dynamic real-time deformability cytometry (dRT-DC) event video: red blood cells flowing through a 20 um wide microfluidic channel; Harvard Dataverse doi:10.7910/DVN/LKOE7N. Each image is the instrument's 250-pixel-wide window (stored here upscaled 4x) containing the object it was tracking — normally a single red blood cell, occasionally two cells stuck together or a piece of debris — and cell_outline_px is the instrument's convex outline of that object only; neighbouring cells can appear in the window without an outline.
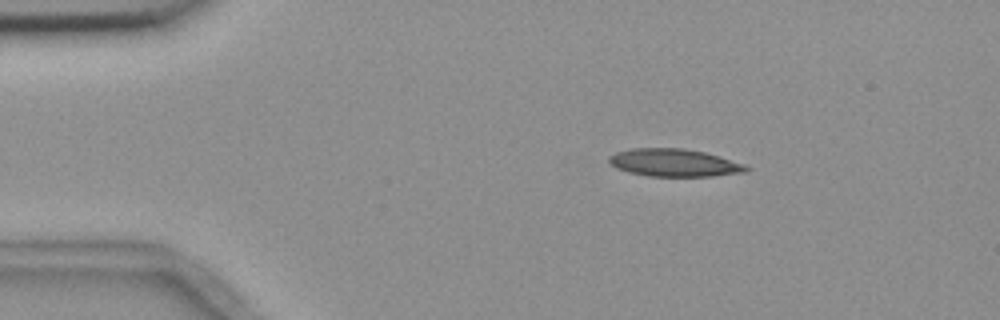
{"species": "common noctule bat (a hibernating species)", "species_latin": "Nyctalus noctula", "temperature_condition": "room temperature", "stored_images_in_passage": 4, "camera_frame_rate_fps": 3000, "um_per_image_px": 0.085, "animal": {"sex": "female", "body_mass_g": 18.4}, "frame": {"image": 1, "passage_image": 2, "time_ms": 1.0, "image_size_px": [1000, 320], "cell_outline_px": [[752, 168], [748, 172], [712, 176], [648, 176], [628, 172], [616, 168], [608, 160], [608, 156], [616, 152], [632, 148], [684, 148], [704, 152], [720, 156], [744, 164]], "centroid_in_image_um": [57.33, 13.83], "position_along_channel_um": 27.7, "area_um2": 22.25}}
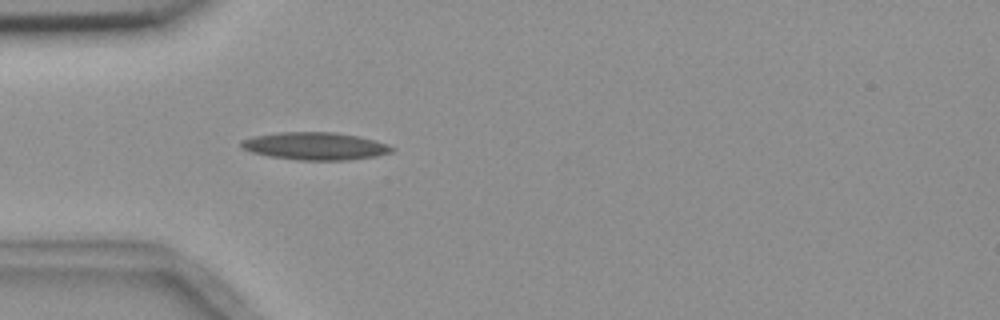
{"frame": {"image": 2, "passage_image": 4, "time_ms": 3.333, "image_size_px": [1000, 320], "cell_outline_px": [[396, 148], [392, 152], [376, 156], [344, 160], [300, 160], [268, 156], [252, 152], [240, 148], [240, 140], [252, 136], [280, 132], [336, 132], [360, 136], [376, 140], [388, 144]], "centroid_in_image_um": [26.78, 12.41], "position_along_channel_um": 58.2, "area_um2": 24.45}}